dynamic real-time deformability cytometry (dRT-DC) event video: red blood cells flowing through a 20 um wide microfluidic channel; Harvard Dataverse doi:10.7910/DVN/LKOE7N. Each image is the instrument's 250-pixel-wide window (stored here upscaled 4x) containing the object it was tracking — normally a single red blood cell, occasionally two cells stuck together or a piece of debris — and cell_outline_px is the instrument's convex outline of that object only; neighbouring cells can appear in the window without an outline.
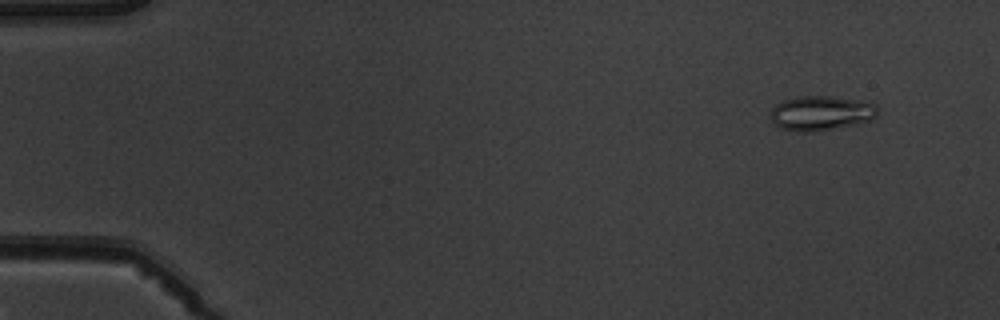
{"species": "common noctule bat (a hibernating species)", "species_latin": "Nyctalus noctula", "temperature_condition": "warm", "stored_images_in_passage": 5, "camera_frame_rate_fps": 3000, "um_per_image_px": 0.085, "animal": {"sex": "male", "body_mass_g": 19.5, "forearm_length_mm": 54.6}, "frame": {"image": 1, "passage_image": 1, "time_ms": 0.0, "image_size_px": [1000, 320], "cell_outline_px": [[876, 116], [872, 120], [816, 132], [796, 132], [780, 128], [768, 116], [772, 108], [776, 104], [784, 100], [796, 96], [828, 96], [868, 100], [876, 104]], "centroid_in_image_um": [69.78, 9.61], "position_along_channel_um": 15.2, "area_um2": 21.96}}
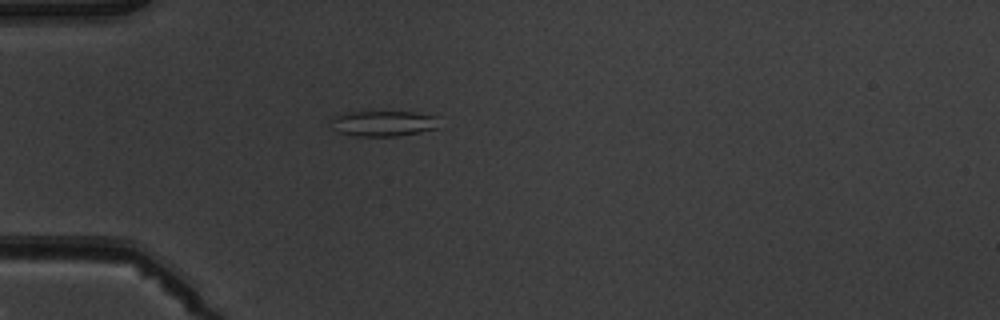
{"frame": {"image": 2, "passage_image": 4, "time_ms": 3.667, "image_size_px": [1000, 320], "cell_outline_px": [[436, 128], [420, 132], [396, 136], [356, 136], [340, 132], [332, 128], [328, 120], [332, 116], [348, 112], [412, 112], [436, 116]], "centroid_in_image_um": [32.49, 10.49], "position_along_channel_um": 52.5, "area_um2": 16.01}}